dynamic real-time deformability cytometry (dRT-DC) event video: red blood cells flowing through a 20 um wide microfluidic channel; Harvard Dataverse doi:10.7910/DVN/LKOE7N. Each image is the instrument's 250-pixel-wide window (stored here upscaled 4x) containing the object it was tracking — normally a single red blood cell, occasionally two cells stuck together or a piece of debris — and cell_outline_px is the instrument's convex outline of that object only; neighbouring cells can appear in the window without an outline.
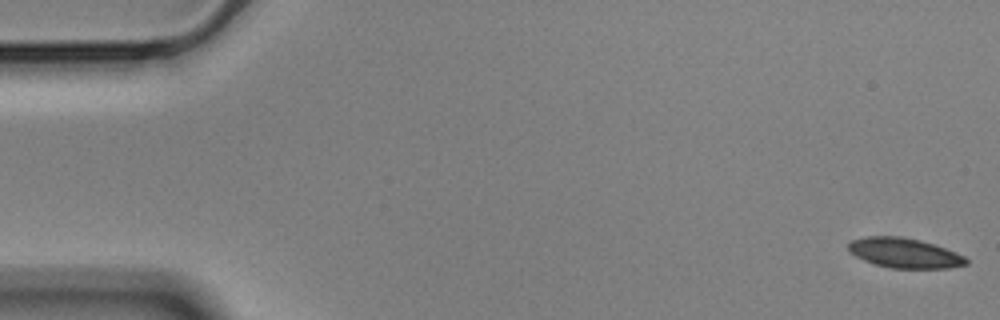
{"species": "Egyptian fruit bat (a non-hibernating species)", "species_latin": "Rousettus aegyptiacus", "temperature_condition": "cold", "stored_images_in_passage": 12, "camera_frame_rate_fps": 3000, "um_per_image_px": 0.085, "animal": {"sex": "male"}, "frame": {"image": 1, "passage_image": 1, "time_ms": 0.0, "image_size_px": [1000, 320], "cell_outline_px": [[968, 264], [948, 268], [892, 268], [876, 264], [864, 260], [848, 252], [848, 244], [852, 240], [868, 236], [900, 236], [920, 240], [956, 252], [964, 256], [968, 260]], "centroid_in_image_um": [76.87, 21.5], "position_along_channel_um": 8.1, "area_um2": 20.35}}